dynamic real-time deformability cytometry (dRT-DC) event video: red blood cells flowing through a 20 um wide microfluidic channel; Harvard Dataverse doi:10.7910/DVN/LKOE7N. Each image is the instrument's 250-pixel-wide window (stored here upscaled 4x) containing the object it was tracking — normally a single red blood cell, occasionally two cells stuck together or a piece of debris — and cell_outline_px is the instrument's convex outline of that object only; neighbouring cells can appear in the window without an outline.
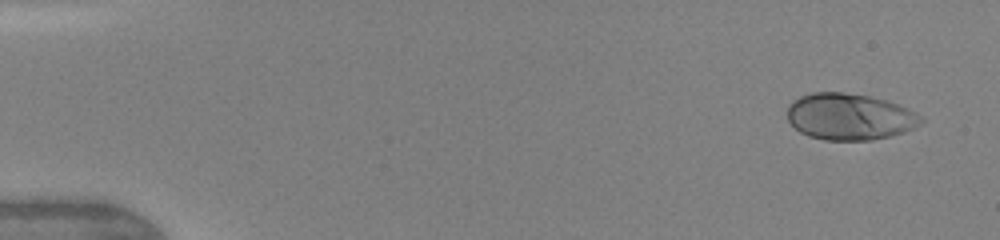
{"species": "human", "species_latin": "Homo sapiens", "temperature_condition": "warm", "stored_images_in_passage": 9, "camera_frame_rate_fps": 3000, "um_per_image_px": 0.085, "donor": {"sex": "female"}, "frame": {"image": 1, "passage_image": 1, "time_ms": 0.0, "image_size_px": [1000, 240], "cell_outline_px": [[924, 120], [920, 124], [904, 132], [872, 140], [824, 140], [808, 136], [800, 132], [788, 120], [788, 104], [792, 100], [800, 96], [812, 92], [840, 92], [868, 96], [884, 100], [908, 108], [916, 112]], "centroid_in_image_um": [72.19, 9.92], "position_along_channel_um": 12.8, "area_um2": 36.13}}
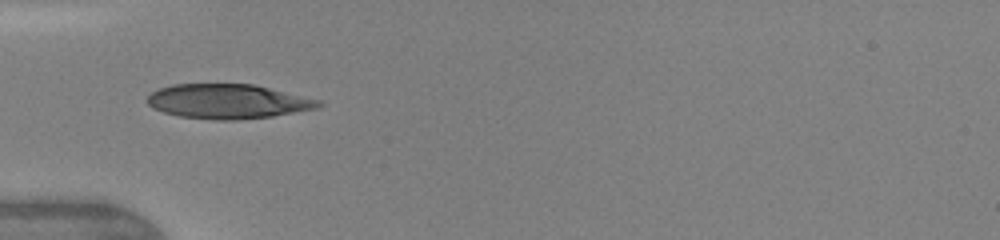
{"frame": {"image": 2, "passage_image": 6, "time_ms": 4.333, "image_size_px": [1000, 240], "cell_outline_px": [[324, 104], [320, 108], [272, 116], [232, 120], [216, 120], [180, 116], [164, 112], [152, 108], [144, 100], [152, 92], [160, 88], [172, 84], [252, 84], [320, 100]], "centroid_in_image_um": [19.35, 8.62], "position_along_channel_um": 65.6, "area_um2": 34.39}}